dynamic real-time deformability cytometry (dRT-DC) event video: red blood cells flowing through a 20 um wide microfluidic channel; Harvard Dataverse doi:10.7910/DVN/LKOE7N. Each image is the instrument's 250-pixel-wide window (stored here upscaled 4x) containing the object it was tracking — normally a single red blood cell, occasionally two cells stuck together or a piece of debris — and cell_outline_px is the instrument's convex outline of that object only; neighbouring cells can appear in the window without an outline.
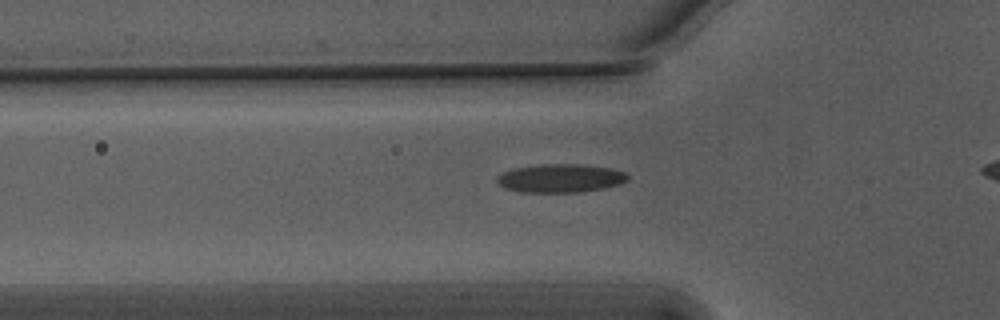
{"species": "Egyptian fruit bat (a non-hibernating species)", "species_latin": "Rousettus aegyptiacus", "temperature_condition": "warm", "stored_images_in_passage": 35, "camera_frame_rate_fps": 3000, "um_per_image_px": 0.085, "animal": {"sex": "male"}, "frame": {"image": 1, "passage_image": 7, "time_ms": 2.0, "image_size_px": [1000, 320], "cell_outline_px": [[628, 180], [620, 184], [604, 188], [580, 192], [520, 192], [504, 188], [496, 180], [496, 176], [504, 172], [516, 168], [544, 164], [580, 164], [612, 168], [624, 172], [628, 176]], "centroid_in_image_um": [47.65, 15.15], "position_along_channel_um": 78.1, "area_um2": 21.62}}
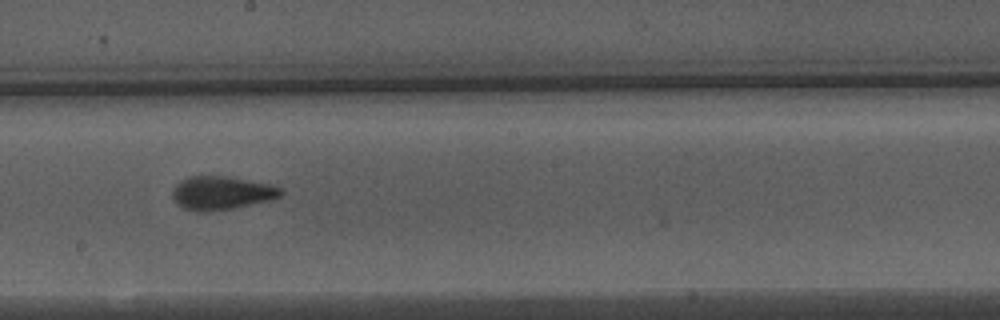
{"frame": {"image": 2, "passage_image": 19, "time_ms": 6.0, "image_size_px": [1000, 320], "cell_outline_px": [[284, 192], [280, 196], [272, 200], [232, 208], [204, 212], [200, 212], [184, 208], [172, 196], [172, 188], [180, 180], [188, 176], [224, 176], [268, 184], [280, 188]], "centroid_in_image_um": [18.81, 16.4], "position_along_channel_um": 229.4, "area_um2": 20.87}}
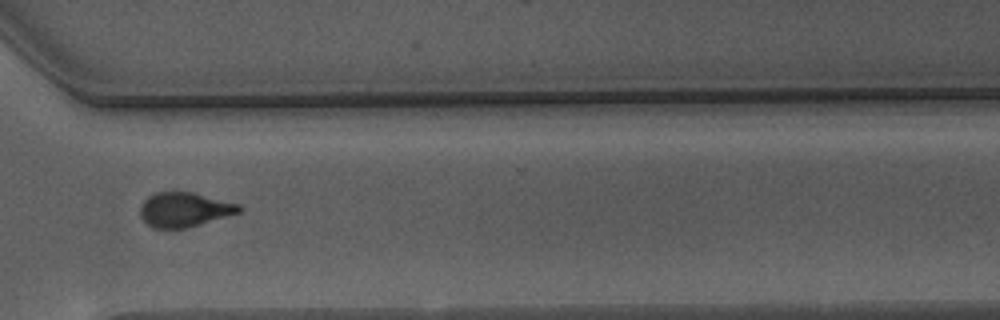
{"frame": {"image": 3, "passage_image": 29, "time_ms": 9.333, "image_size_px": [1000, 320], "cell_outline_px": [[244, 208], [240, 212], [188, 228], [156, 228], [148, 224], [140, 216], [140, 204], [148, 196], [156, 192], [192, 192], [240, 204]], "centroid_in_image_um": [15.68, 17.81], "position_along_channel_um": 354.9, "area_um2": 19.88}, "authors_computed_cell_mechanics": {"area_um2": 20.8658, "velocity_mm_per_s": 3.7662, "shape_relaxation_time_tau1_ms": 5.8675, "shape_relaxation_time_tau2_ms": 1.036, "deformation_change_tau1": 0.1961, "deformation_change_tau2": 0.0862}}